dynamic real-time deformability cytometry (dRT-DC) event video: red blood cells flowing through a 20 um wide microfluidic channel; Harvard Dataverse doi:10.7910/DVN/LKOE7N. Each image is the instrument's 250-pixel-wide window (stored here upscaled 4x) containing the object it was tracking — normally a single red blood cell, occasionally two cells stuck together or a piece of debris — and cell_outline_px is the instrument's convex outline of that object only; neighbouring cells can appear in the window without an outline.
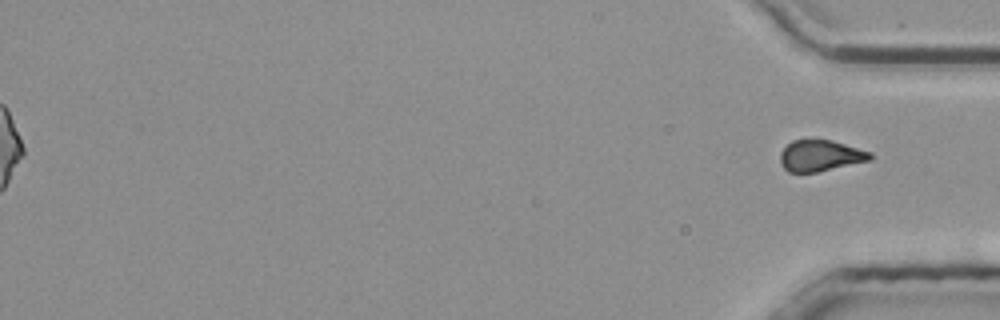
{"species": "common noctule bat (a hibernating species)", "species_latin": "Nyctalus noctula", "temperature_condition": "room temperature", "stored_images_in_passage": 42, "segment_of_instrument_passage": [2, 2], "camera_frame_rate_fps": 3000, "um_per_image_px": 0.085, "animal": {"sex": "male", "body_mass_g": 20.4}, "frame": {"image": 1, "passage_image": 42, "time_ms": 13.667, "image_size_px": [1000, 320], "cell_outline_px": [[872, 160], [816, 172], [788, 172], [780, 164], [780, 152], [792, 140], [832, 140], [872, 152]], "centroid_in_image_um": [69.74, 13.23], "position_along_channel_um": 365.5, "area_um2": 16.36}}